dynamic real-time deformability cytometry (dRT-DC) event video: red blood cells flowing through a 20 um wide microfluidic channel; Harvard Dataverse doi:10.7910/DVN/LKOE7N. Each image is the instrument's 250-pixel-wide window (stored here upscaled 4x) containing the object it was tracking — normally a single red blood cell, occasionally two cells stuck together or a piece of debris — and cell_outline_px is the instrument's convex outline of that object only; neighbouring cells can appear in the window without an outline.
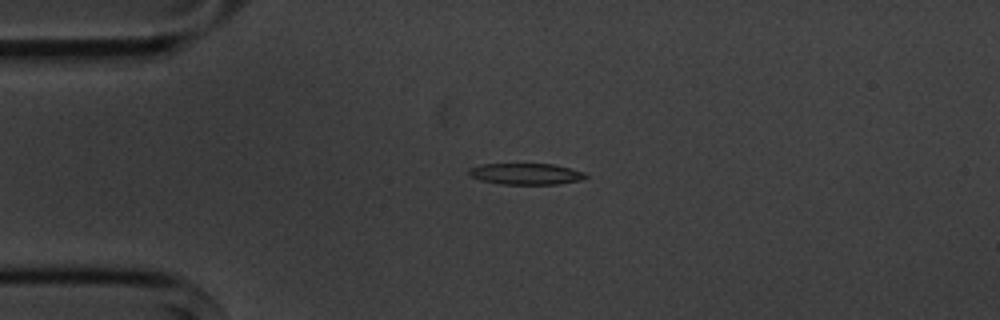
{"species": "common noctule bat (a hibernating species)", "species_latin": "Nyctalus noctula", "temperature_condition": "cold", "stored_images_in_passage": 5, "camera_frame_rate_fps": 3000, "um_per_image_px": 0.085, "animal": {"sex": "male", "body_mass_g": 20.1, "forearm_length_mm": 53.5}, "frame": {"image": 1, "passage_image": 4, "time_ms": 3.667, "image_size_px": [1000, 320], "cell_outline_px": [[588, 176], [580, 180], [560, 184], [504, 184], [480, 180], [468, 176], [468, 168], [480, 164], [552, 164], [584, 172]], "centroid_in_image_um": [44.65, 14.78], "position_along_channel_um": 40.4, "area_um2": 14.45}}